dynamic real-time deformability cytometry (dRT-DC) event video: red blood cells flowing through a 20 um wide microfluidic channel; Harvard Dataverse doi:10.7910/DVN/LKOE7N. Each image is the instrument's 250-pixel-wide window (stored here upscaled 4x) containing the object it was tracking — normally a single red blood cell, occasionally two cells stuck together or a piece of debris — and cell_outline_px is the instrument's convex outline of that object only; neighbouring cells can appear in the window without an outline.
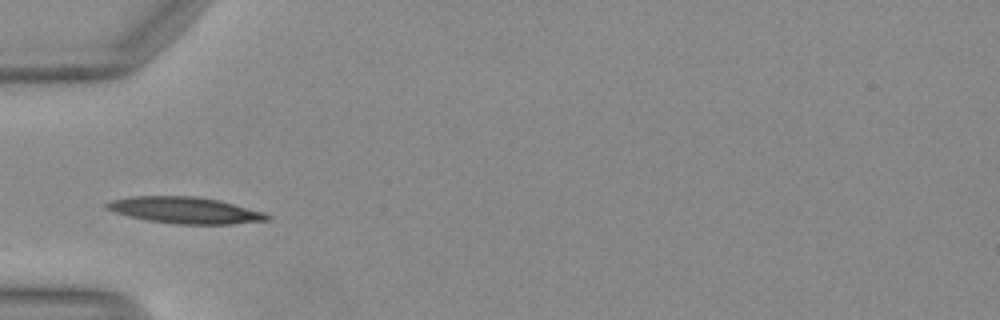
{"species": "Egyptian fruit bat (a non-hibernating species)", "species_latin": "Rousettus aegyptiacus", "temperature_condition": "warm", "stored_images_in_passage": 19, "camera_frame_rate_fps": 3000, "um_per_image_px": 0.085, "animal": {"sex": "female"}, "frame": {"image": 1, "passage_image": 1, "time_ms": 0.0, "image_size_px": [1000, 320], "cell_outline_px": [[272, 216], [268, 220], [232, 224], [176, 224], [148, 220], [116, 212], [104, 208], [104, 204], [108, 200], [132, 196], [200, 196], [220, 200], [264, 212]], "centroid_in_image_um": [15.74, 17.86], "position_along_channel_um": 69.3, "area_um2": 24.8}}
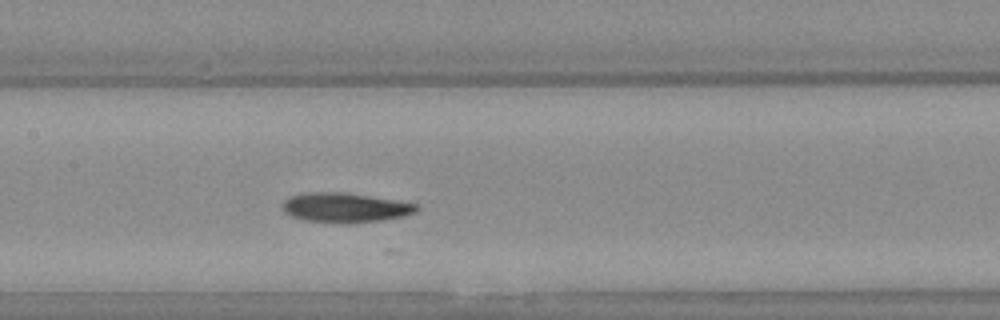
{"frame": {"image": 2, "passage_image": 9, "time_ms": 2.667, "image_size_px": [1000, 320], "cell_outline_px": [[420, 208], [416, 212], [404, 216], [384, 220], [344, 224], [340, 224], [304, 220], [292, 216], [284, 212], [280, 208], [280, 204], [288, 196], [308, 192], [348, 192], [420, 204]], "centroid_in_image_um": [29.32, 17.64], "position_along_channel_um": 178.1, "area_um2": 23.76}}
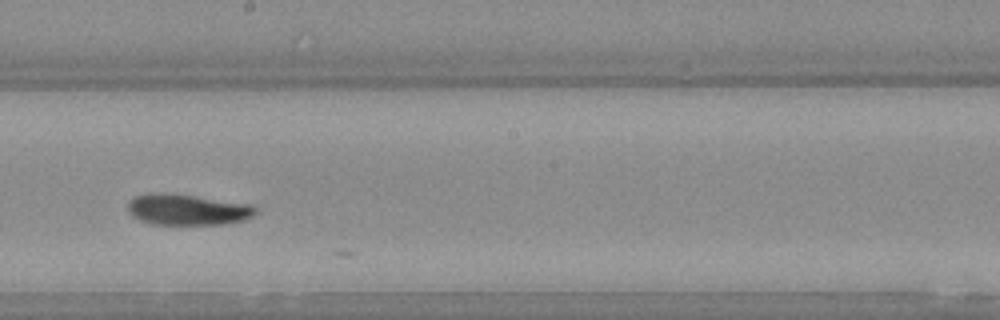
{"frame": {"image": 3, "passage_image": 13, "time_ms": 4.0, "image_size_px": [1000, 320], "cell_outline_px": [[256, 212], [252, 216], [244, 220], [224, 224], [152, 224], [140, 220], [132, 216], [128, 212], [128, 200], [136, 196], [152, 192], [164, 192], [252, 204], [256, 208]], "centroid_in_image_um": [15.9, 17.81], "position_along_channel_um": 232.3, "area_um2": 23.06}}